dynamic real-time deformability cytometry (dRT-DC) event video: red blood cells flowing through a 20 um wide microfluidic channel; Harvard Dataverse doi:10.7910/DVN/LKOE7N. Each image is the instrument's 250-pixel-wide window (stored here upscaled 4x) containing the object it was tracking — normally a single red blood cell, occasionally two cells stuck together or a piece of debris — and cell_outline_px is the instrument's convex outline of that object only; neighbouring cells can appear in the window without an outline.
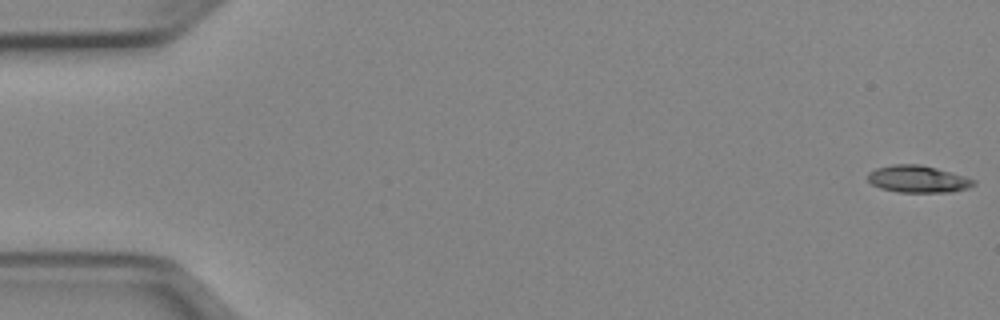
{"species": "Egyptian fruit bat (a non-hibernating species)", "species_latin": "Rousettus aegyptiacus", "temperature_condition": "cold", "stored_images_in_passage": 51, "camera_frame_rate_fps": 3000, "um_per_image_px": 0.085, "animal": {"sex": "female"}, "frame": {"image": 1, "passage_image": 1, "time_ms": 0.0, "image_size_px": [1000, 320], "cell_outline_px": [[976, 184], [968, 188], [952, 192], [896, 192], [880, 188], [872, 184], [868, 180], [868, 172], [876, 168], [892, 164], [920, 164], [936, 168], [964, 176], [976, 180]], "centroid_in_image_um": [78.01, 15.22], "position_along_channel_um": 7.0, "area_um2": 16.76}}
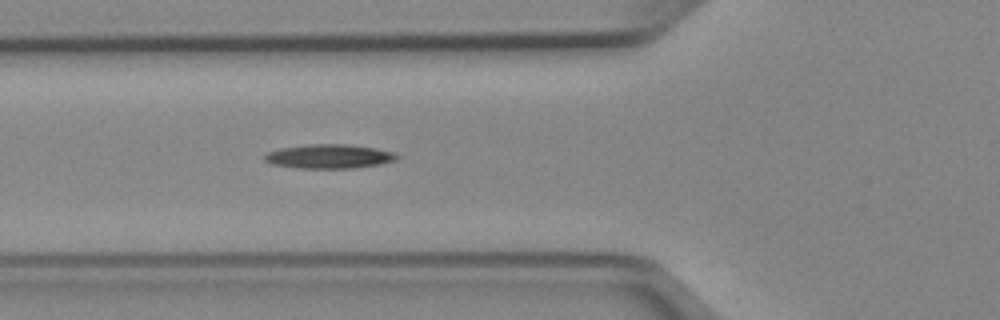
{"frame": {"image": 2, "passage_image": 19, "time_ms": 6.0, "image_size_px": [1000, 320], "cell_outline_px": [[400, 156], [396, 160], [380, 164], [356, 168], [296, 168], [272, 164], [264, 160], [264, 156], [268, 152], [280, 148], [308, 144], [348, 144], [376, 148], [396, 152]], "centroid_in_image_um": [28.01, 13.29], "position_along_channel_um": 97.8, "area_um2": 18.79}}
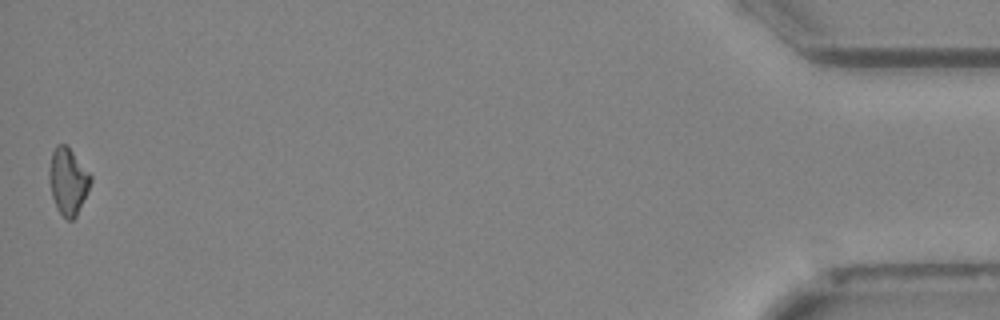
{"frame": {"image": 3, "passage_image": 51, "time_ms": 16.667, "image_size_px": [1000, 320], "cell_outline_px": [[92, 180], [76, 216], [72, 220], [68, 220], [56, 208], [52, 196], [48, 176], [48, 172], [52, 152], [56, 144], [64, 144], [72, 152], [92, 176]], "centroid_in_image_um": [5.76, 15.4], "position_along_channel_um": 429.4, "area_um2": 15.78}}